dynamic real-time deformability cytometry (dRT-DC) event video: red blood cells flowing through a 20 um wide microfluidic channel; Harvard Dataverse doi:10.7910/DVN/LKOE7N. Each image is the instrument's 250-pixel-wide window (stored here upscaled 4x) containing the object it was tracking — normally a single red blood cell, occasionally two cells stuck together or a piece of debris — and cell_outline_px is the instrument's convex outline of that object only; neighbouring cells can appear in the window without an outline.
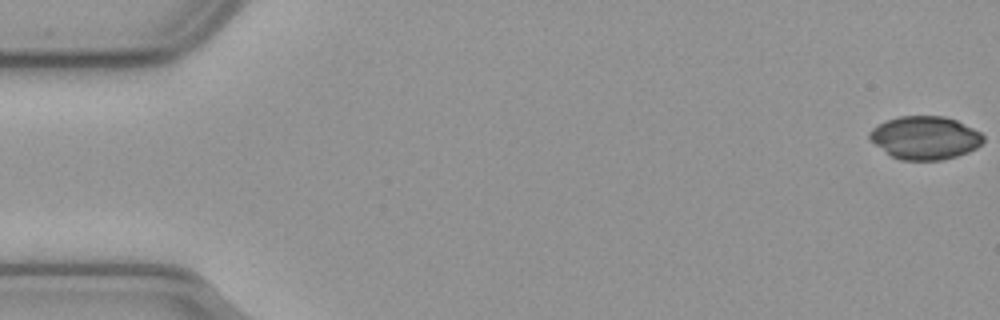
{"species": "common noctule bat (a hibernating species)", "species_latin": "Nyctalus noctula", "temperature_condition": "cold", "stored_images_in_passage": 10, "camera_frame_rate_fps": 3000, "um_per_image_px": 0.085, "animal": {"sex": "male", "body_mass_g": 23.1, "forearm_length_mm": 52.7}, "frame": {"image": 1, "passage_image": 1, "time_ms": 0.0, "image_size_px": [1000, 320], "cell_outline_px": [[984, 140], [976, 148], [968, 152], [944, 160], [900, 160], [892, 156], [868, 140], [868, 132], [872, 128], [888, 120], [900, 116], [944, 116], [956, 120], [980, 132], [984, 136]], "centroid_in_image_um": [78.61, 11.71], "position_along_channel_um": 6.4, "area_um2": 28.55}}